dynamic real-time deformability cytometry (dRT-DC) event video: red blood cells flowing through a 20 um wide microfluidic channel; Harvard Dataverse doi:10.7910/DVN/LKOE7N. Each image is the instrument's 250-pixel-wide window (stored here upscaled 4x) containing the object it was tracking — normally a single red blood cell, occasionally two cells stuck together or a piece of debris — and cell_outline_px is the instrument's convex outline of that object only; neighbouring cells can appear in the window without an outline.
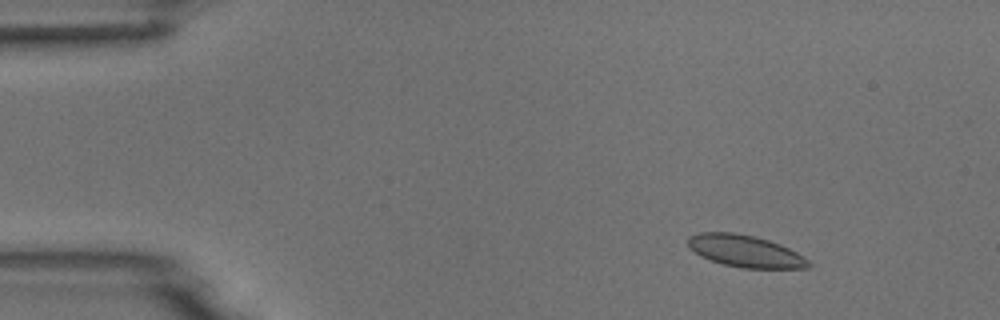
{"species": "common noctule bat (a hibernating species)", "species_latin": "Nyctalus noctula", "temperature_condition": "room temperature", "stored_images_in_passage": 6, "camera_frame_rate_fps": 3000, "um_per_image_px": 0.085, "animal": {"sex": "male", "body_mass_g": 18.8}, "frame": {"image": 1, "passage_image": 2, "time_ms": 1.0, "image_size_px": [1000, 320], "cell_outline_px": [[812, 264], [808, 268], [740, 268], [724, 264], [700, 256], [688, 248], [688, 236], [700, 232], [732, 232], [752, 236], [768, 240], [780, 244], [804, 256]], "centroid_in_image_um": [63.33, 21.35], "position_along_channel_um": 21.7, "area_um2": 22.43}}
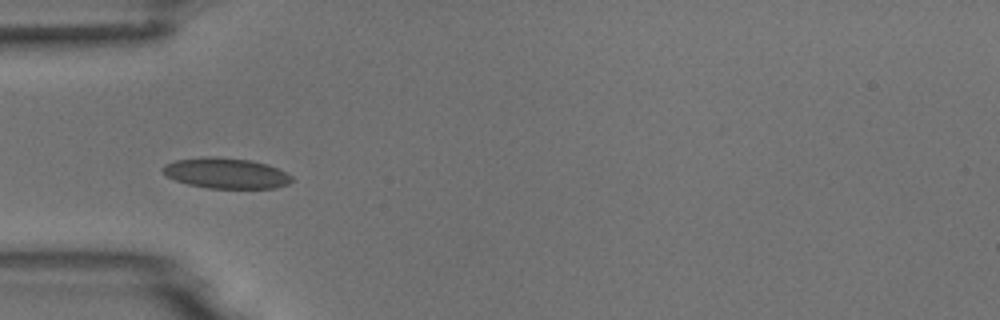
{"frame": {"image": 2, "passage_image": 5, "time_ms": 4.333, "image_size_px": [1000, 320], "cell_outline_px": [[296, 180], [288, 184], [276, 188], [208, 188], [188, 184], [176, 180], [168, 176], [160, 168], [164, 164], [176, 160], [200, 156], [216, 156], [252, 160], [268, 164], [292, 176]], "centroid_in_image_um": [19.22, 14.71], "position_along_channel_um": 65.8, "area_um2": 23.18}}